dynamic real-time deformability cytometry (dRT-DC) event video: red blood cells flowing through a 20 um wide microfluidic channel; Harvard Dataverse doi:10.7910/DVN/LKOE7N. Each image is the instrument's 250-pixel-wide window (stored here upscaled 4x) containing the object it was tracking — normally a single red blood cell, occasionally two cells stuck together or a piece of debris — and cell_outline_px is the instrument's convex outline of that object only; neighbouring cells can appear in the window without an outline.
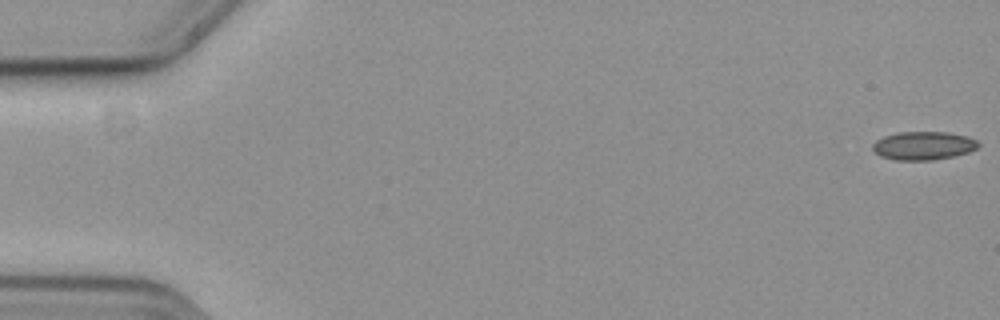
{"species": "common noctule bat (a hibernating species)", "species_latin": "Nyctalus noctula", "temperature_condition": "cold", "stored_images_in_passage": 57, "camera_frame_rate_fps": 3000, "um_per_image_px": 0.085, "animal": {"sex": "female", "body_mass_g": 19.3, "forearm_length_mm": 54.1}, "frame": {"image": 1, "passage_image": 1, "time_ms": 0.0, "image_size_px": [1000, 320], "cell_outline_px": [[980, 144], [976, 148], [968, 152], [952, 156], [932, 160], [896, 160], [880, 156], [872, 152], [872, 144], [876, 140], [884, 136], [896, 132], [948, 132], [968, 136], [976, 140]], "centroid_in_image_um": [78.45, 12.37], "position_along_channel_um": 6.6, "area_um2": 17.57}}
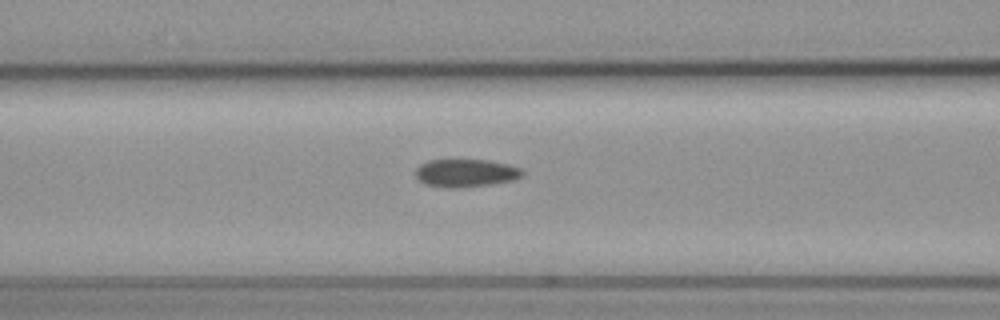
{"frame": {"image": 2, "passage_image": 24, "time_ms": 7.667, "image_size_px": [1000, 320], "cell_outline_px": [[524, 176], [516, 180], [492, 184], [464, 188], [448, 188], [424, 184], [416, 176], [416, 168], [420, 164], [428, 160], [488, 160], [508, 164], [520, 168], [524, 172]], "centroid_in_image_um": [39.63, 14.72], "position_along_channel_um": 127.0, "area_um2": 17.63}}
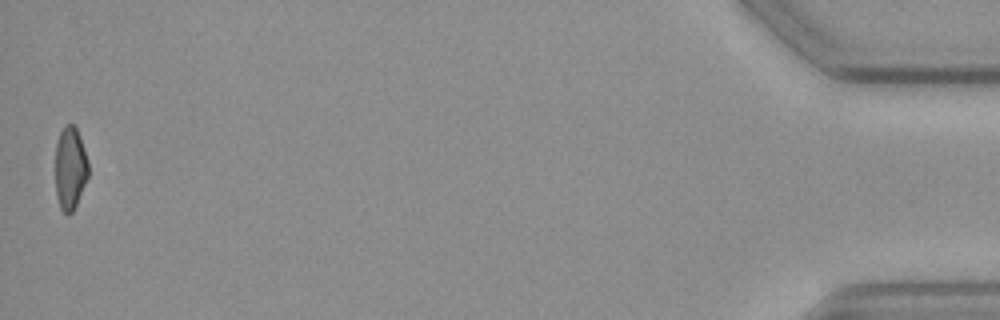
{"frame": {"image": 3, "passage_image": 57, "time_ms": 18.667, "image_size_px": [1000, 320], "cell_outline_px": [[88, 176], [76, 204], [72, 212], [68, 216], [60, 208], [56, 196], [56, 140], [60, 132], [68, 124], [72, 124], [76, 128], [80, 136], [88, 160]], "centroid_in_image_um": [5.96, 14.3], "position_along_channel_um": 429.2, "area_um2": 15.84}}